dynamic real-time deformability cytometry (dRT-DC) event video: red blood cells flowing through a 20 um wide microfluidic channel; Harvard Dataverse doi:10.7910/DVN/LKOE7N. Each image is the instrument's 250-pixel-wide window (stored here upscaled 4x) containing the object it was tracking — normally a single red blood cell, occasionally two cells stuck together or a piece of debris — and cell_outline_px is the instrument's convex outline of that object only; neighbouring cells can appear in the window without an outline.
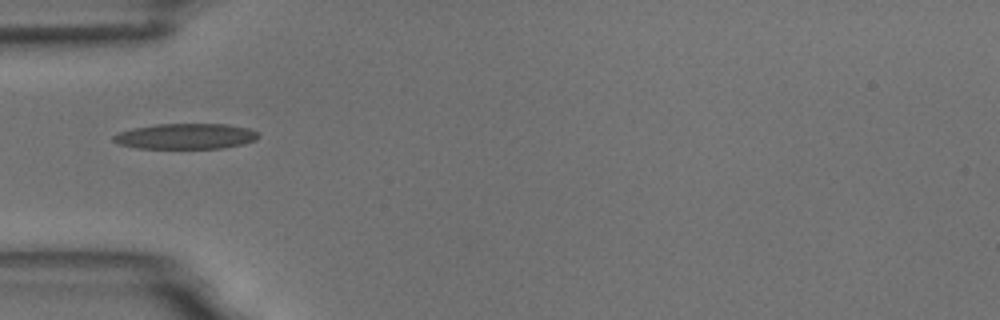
{"species": "common noctule bat (a hibernating species)", "species_latin": "Nyctalus noctula", "temperature_condition": "room temperature", "stored_images_in_passage": 3, "camera_frame_rate_fps": 3000, "um_per_image_px": 0.085, "animal": {"sex": "male", "body_mass_g": 18.8}, "frame": {"image": 1, "passage_image": 1, "time_ms": 0.0, "image_size_px": [1000, 320], "cell_outline_px": [[260, 136], [256, 140], [244, 144], [224, 148], [136, 148], [120, 144], [112, 140], [112, 136], [120, 132], [132, 128], [156, 124], [228, 124], [248, 128], [256, 132]], "centroid_in_image_um": [15.8, 11.58], "position_along_channel_um": 69.2, "area_um2": 21.62}}
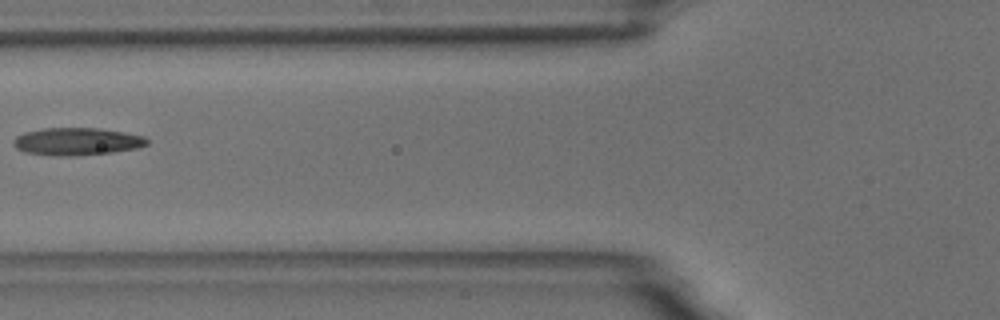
{"frame": {"image": 2, "passage_image": 2, "time_ms": 1.333, "image_size_px": [1000, 320], "cell_outline_px": [[148, 144], [136, 148], [112, 152], [76, 156], [52, 156], [24, 152], [16, 148], [12, 144], [12, 140], [16, 136], [24, 132], [44, 128], [100, 128], [124, 132], [144, 136], [148, 140]], "centroid_in_image_um": [6.49, 12.03], "position_along_channel_um": 119.3, "area_um2": 21.62}}